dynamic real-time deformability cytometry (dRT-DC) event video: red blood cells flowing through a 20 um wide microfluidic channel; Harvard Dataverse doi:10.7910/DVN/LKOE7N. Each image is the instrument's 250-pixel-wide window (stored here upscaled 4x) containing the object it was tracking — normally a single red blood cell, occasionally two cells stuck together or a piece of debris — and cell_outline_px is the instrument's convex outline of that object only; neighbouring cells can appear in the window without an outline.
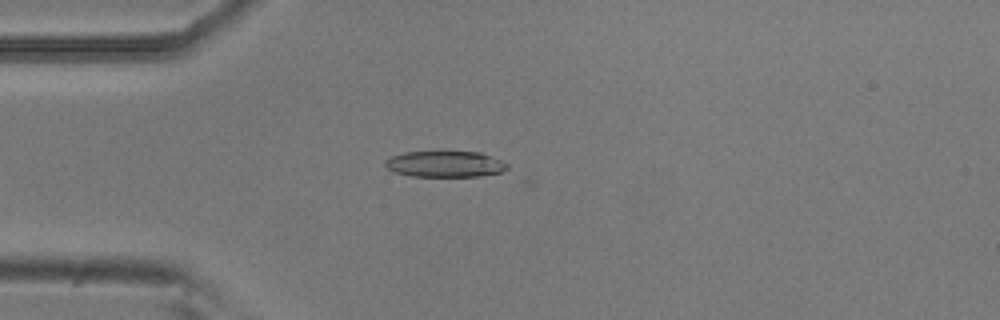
{"species": "common noctule bat (a hibernating species)", "species_latin": "Nyctalus noctula", "temperature_condition": "room temperature", "stored_images_in_passage": 40, "camera_frame_rate_fps": 3000, "um_per_image_px": 0.085, "animal": {"sex": "male", "body_mass_g": 20.5, "forearm_length_mm": 52.5}, "frame": {"image": 1, "passage_image": 1, "time_ms": 0.0, "image_size_px": [1000, 320], "cell_outline_px": [[508, 168], [500, 172], [480, 176], [412, 176], [396, 172], [388, 168], [384, 164], [384, 160], [392, 156], [404, 152], [480, 152], [500, 160], [508, 164]], "centroid_in_image_um": [37.82, 13.94], "position_along_channel_um": 47.2, "area_um2": 18.32}}
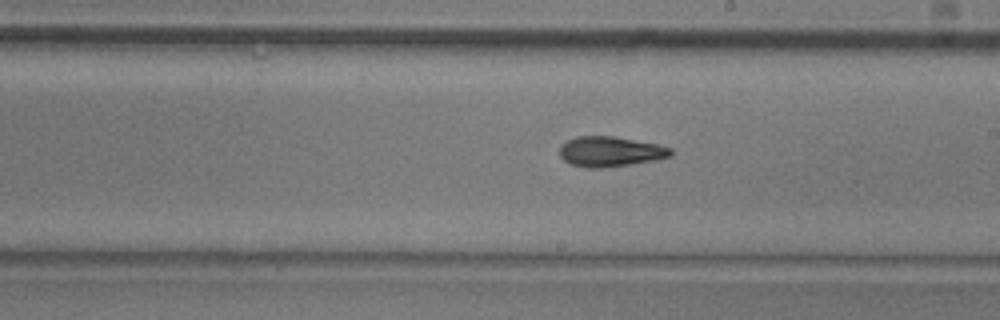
{"frame": {"image": 2, "passage_image": 17, "time_ms": 5.333, "image_size_px": [1000, 320], "cell_outline_px": [[672, 156], [656, 160], [600, 168], [588, 168], [572, 164], [564, 160], [560, 156], [560, 144], [576, 136], [616, 136], [656, 144], [672, 148]], "centroid_in_image_um": [51.87, 12.87], "position_along_channel_um": 237.1, "area_um2": 19.48}}
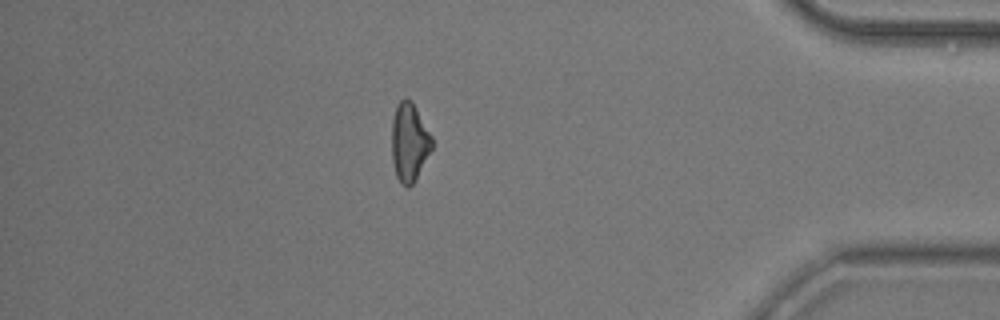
{"frame": {"image": 3, "passage_image": 33, "time_ms": 10.667, "image_size_px": [1000, 320], "cell_outline_px": [[432, 148], [412, 184], [408, 188], [400, 184], [396, 176], [392, 160], [392, 120], [396, 104], [404, 96], [412, 100], [432, 136]], "centroid_in_image_um": [34.77, 12.04], "position_along_channel_um": 400.4, "area_um2": 18.44}, "authors_computed_cell_mechanics": {"area_um2": 19.0162, "velocity_mm_per_s": 3.7932, "shape_relaxation_time_tau1_ms": 4.6476, "shape_relaxation_time_tau2_ms": 7.8344, "deformation_change_tau1": 0.1378, "deformation_change_tau2": 0.1977}}